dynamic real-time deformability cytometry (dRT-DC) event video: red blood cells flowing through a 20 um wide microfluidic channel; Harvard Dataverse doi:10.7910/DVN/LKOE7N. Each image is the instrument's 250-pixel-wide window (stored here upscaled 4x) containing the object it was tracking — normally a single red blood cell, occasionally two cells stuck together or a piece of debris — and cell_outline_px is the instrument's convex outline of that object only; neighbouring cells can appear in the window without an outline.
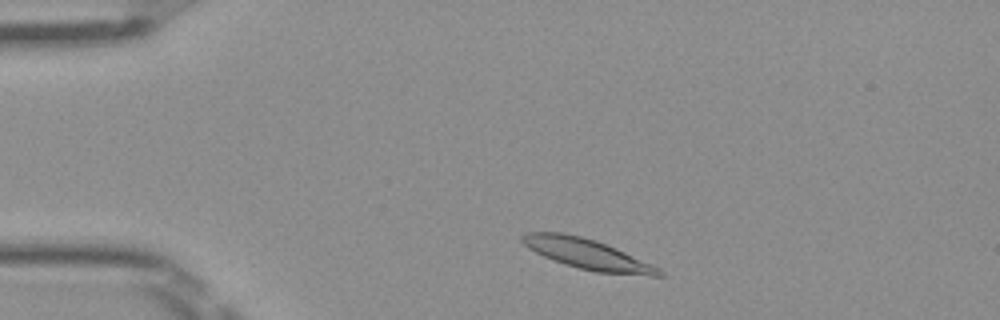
{"species": "Egyptian fruit bat (a non-hibernating species)", "species_latin": "Rousettus aegyptiacus", "temperature_condition": "room temperature", "stored_images_in_passage": 7, "camera_frame_rate_fps": 3000, "um_per_image_px": 0.085, "frame": {"image": 1, "passage_image": 4, "time_ms": 1.0, "image_size_px": [1000, 320], "cell_outline_px": [[664, 276], [652, 276], [596, 272], [564, 264], [544, 256], [528, 248], [520, 240], [520, 236], [524, 232], [564, 232], [596, 240], [616, 248], [660, 268], [664, 272]], "centroid_in_image_um": [49.91, 21.59], "position_along_channel_um": 35.1, "area_um2": 24.1}}